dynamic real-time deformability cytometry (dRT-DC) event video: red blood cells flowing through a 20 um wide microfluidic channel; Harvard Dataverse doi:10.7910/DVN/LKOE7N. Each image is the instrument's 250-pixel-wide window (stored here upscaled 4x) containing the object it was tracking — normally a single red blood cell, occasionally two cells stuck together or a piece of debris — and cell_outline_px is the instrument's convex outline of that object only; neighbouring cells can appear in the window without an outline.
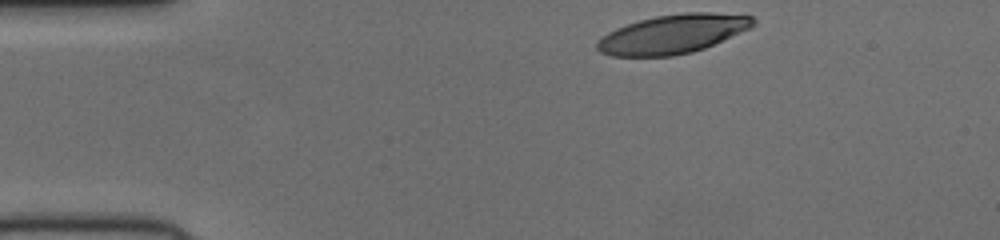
{"species": "human", "species_latin": "Homo sapiens", "temperature_condition": "cold", "stored_images_in_passage": 35, "camera_frame_rate_fps": 3000, "um_per_image_px": 0.085, "donor": {"sex": "female"}, "frame": {"image": 1, "passage_image": 1, "time_ms": 0.0, "image_size_px": [1000, 240], "cell_outline_px": [[756, 24], [752, 28], [704, 48], [692, 52], [672, 56], [612, 56], [600, 52], [596, 48], [596, 40], [608, 32], [616, 28], [640, 20], [656, 16], [684, 12], [712, 12], [752, 16], [756, 20]], "centroid_in_image_um": [57.2, 2.89], "position_along_channel_um": 27.8, "area_um2": 35.55}}
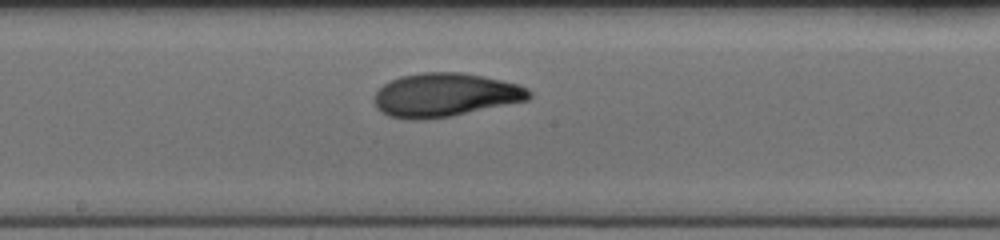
{"frame": {"image": 2, "passage_image": 20, "time_ms": 6.333, "image_size_px": [1000, 240], "cell_outline_px": [[532, 96], [528, 100], [452, 116], [428, 120], [404, 120], [388, 116], [380, 112], [376, 108], [372, 100], [376, 92], [384, 84], [400, 76], [424, 72], [460, 72], [484, 76], [520, 84], [528, 88], [532, 92]], "centroid_in_image_um": [37.82, 8.09], "position_along_channel_um": 210.4, "area_um2": 39.94}}
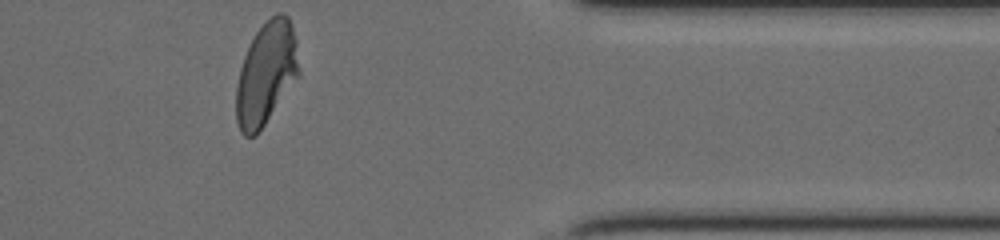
{"frame": {"image": 3, "passage_image": 35, "time_ms": 11.333, "image_size_px": [1000, 240], "cell_outline_px": [[300, 76], [256, 136], [244, 136], [240, 132], [236, 120], [236, 88], [240, 68], [244, 56], [256, 32], [276, 12], [284, 12], [288, 16], [296, 40], [300, 72]], "centroid_in_image_um": [22.64, 6.28], "position_along_channel_um": 388.8, "area_um2": 37.63}}